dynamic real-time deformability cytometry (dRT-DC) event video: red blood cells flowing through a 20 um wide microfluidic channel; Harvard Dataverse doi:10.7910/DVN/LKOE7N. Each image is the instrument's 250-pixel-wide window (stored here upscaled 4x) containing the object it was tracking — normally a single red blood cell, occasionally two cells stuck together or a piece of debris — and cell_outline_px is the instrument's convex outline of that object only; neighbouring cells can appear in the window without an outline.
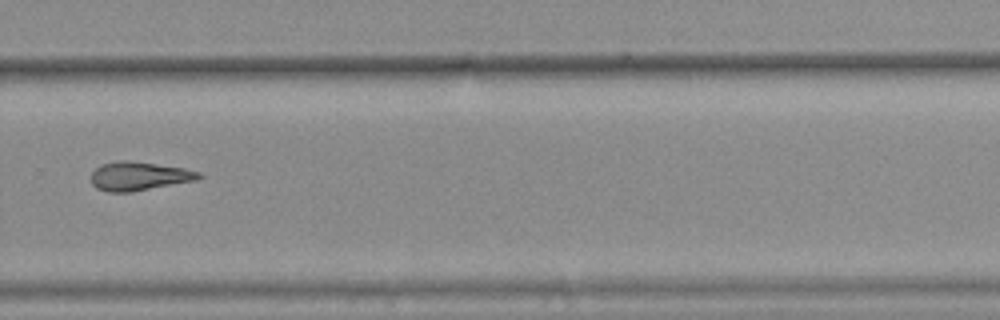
{"species": "common noctule bat (a hibernating species)", "species_latin": "Nyctalus noctula", "temperature_condition": "warm", "stored_images_in_passage": 13, "camera_frame_rate_fps": 3000, "um_per_image_px": 0.085, "animal": {"sex": "female", "body_mass_g": 25.1}, "frame": {"image": 1, "passage_image": 10, "time_ms": 3.0, "image_size_px": [1000, 320], "cell_outline_px": [[204, 176], [196, 180], [132, 192], [108, 192], [96, 188], [92, 184], [92, 172], [100, 164], [120, 160], [128, 160], [184, 168], [200, 172]], "centroid_in_image_um": [11.81, 14.97], "position_along_channel_um": 318.0, "area_um2": 18.03}}
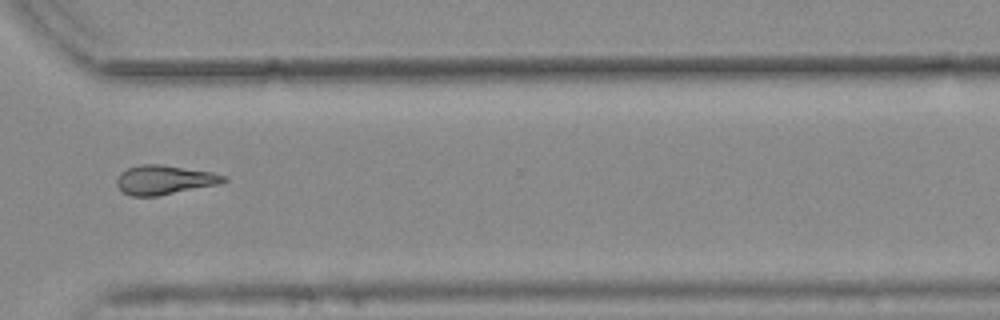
{"frame": {"image": 2, "passage_image": 11, "time_ms": 3.333, "image_size_px": [1000, 320], "cell_outline_px": [[228, 180], [216, 184], [156, 196], [128, 196], [116, 184], [116, 180], [120, 172], [128, 168], [140, 164], [160, 164], [212, 172], [228, 176]], "centroid_in_image_um": [13.94, 15.28], "position_along_channel_um": 356.7, "area_um2": 18.03}}